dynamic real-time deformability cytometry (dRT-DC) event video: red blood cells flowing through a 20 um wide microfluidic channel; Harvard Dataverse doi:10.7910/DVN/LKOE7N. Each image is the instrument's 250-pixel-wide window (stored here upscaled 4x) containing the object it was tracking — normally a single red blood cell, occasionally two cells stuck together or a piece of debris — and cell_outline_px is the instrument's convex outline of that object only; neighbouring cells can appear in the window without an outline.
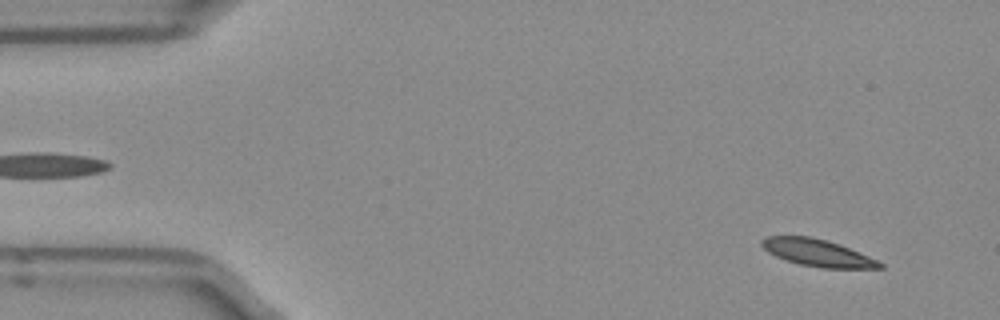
{"species": "Egyptian fruit bat (a non-hibernating species)", "species_latin": "Rousettus aegyptiacus", "temperature_condition": "room temperature", "stored_images_in_passage": 51, "segment_of_instrument_passage": [1, 2], "camera_frame_rate_fps": 3000, "um_per_image_px": 0.085, "frame": {"image": 1, "passage_image": 3, "time_ms": 0.667, "image_size_px": [1000, 320], "cell_outline_px": [[884, 268], [824, 268], [800, 264], [776, 256], [768, 252], [760, 244], [760, 240], [764, 236], [812, 236], [828, 240], [840, 244], [868, 256], [884, 264]], "centroid_in_image_um": [69.47, 21.47], "position_along_channel_um": 15.5, "area_um2": 18.55}}
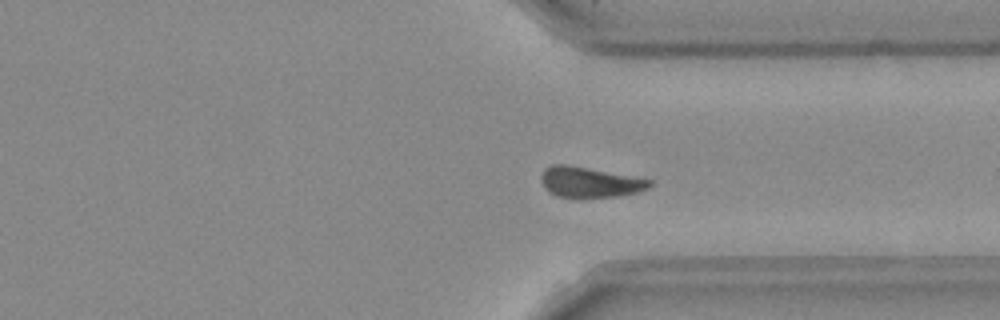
{"frame": {"image": 2, "passage_image": 37, "time_ms": 12.0, "image_size_px": [1000, 320], "cell_outline_px": [[652, 184], [648, 188], [636, 192], [620, 196], [576, 200], [556, 196], [548, 192], [544, 188], [540, 180], [540, 176], [544, 168], [552, 164], [568, 164], [632, 176], [652, 180]], "centroid_in_image_um": [50.05, 15.52], "position_along_channel_um": 361.3, "area_um2": 20.0}}
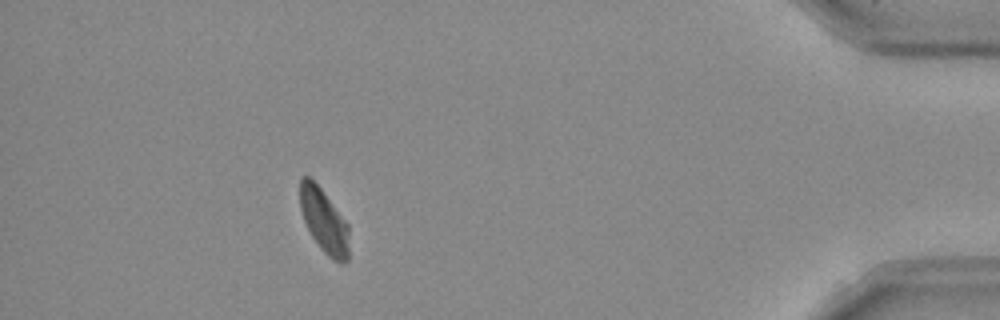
{"frame": {"image": 3, "passage_image": 45, "time_ms": 14.667, "image_size_px": [1000, 320], "cell_outline_px": [[348, 260], [344, 264], [332, 260], [320, 248], [312, 236], [304, 220], [300, 208], [300, 176], [308, 176], [320, 188], [348, 224]], "centroid_in_image_um": [27.53, 18.8], "position_along_channel_um": 407.7, "area_um2": 18.03}}